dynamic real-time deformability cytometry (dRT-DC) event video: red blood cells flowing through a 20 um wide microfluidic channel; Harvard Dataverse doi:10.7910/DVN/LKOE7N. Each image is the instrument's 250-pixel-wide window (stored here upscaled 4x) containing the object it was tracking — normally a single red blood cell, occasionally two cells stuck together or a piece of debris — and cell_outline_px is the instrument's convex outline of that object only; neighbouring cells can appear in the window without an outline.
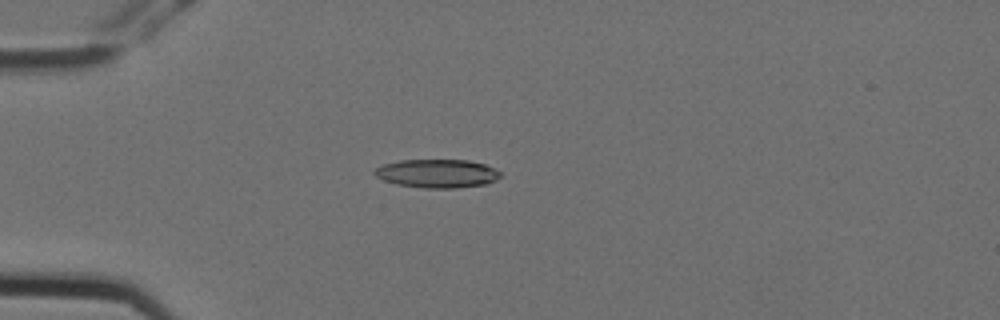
{"species": "Egyptian fruit bat (a non-hibernating species)", "species_latin": "Rousettus aegyptiacus", "temperature_condition": "cold", "stored_images_in_passage": 8, "camera_frame_rate_fps": 3000, "um_per_image_px": 0.085, "animal": {"sex": "female"}, "frame": {"image": 1, "passage_image": 4, "time_ms": 1.0, "image_size_px": [1000, 320], "cell_outline_px": [[500, 176], [496, 180], [484, 184], [456, 188], [424, 188], [396, 184], [384, 180], [376, 176], [372, 172], [376, 168], [384, 164], [400, 160], [468, 160], [484, 164], [500, 172]], "centroid_in_image_um": [37.13, 14.75], "position_along_channel_um": 47.9, "area_um2": 20.75}}
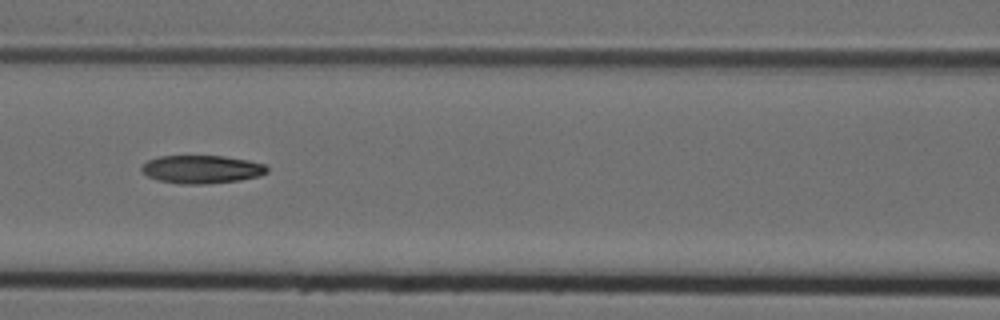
{"frame": {"image": 2, "passage_image": 7, "time_ms": 2.0, "image_size_px": [1000, 320], "cell_outline_px": [[268, 172], [260, 176], [240, 180], [204, 184], [180, 184], [156, 180], [148, 176], [140, 168], [148, 160], [160, 156], [224, 156], [248, 160], [264, 164], [268, 168]], "centroid_in_image_um": [17.16, 14.39], "position_along_channel_um": 149.4, "area_um2": 20.58}}
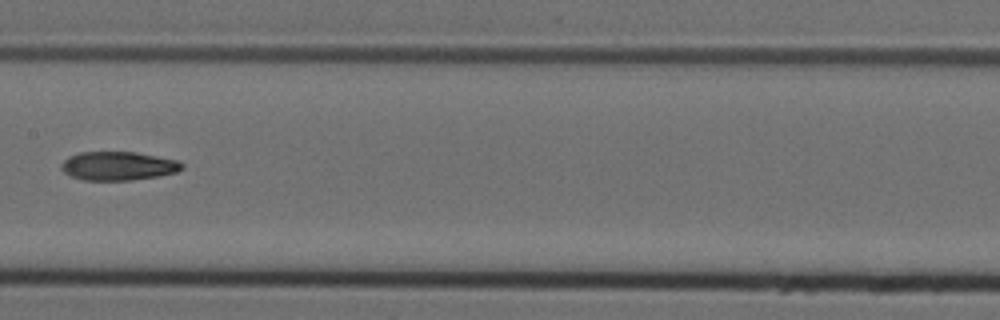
{"frame": {"image": 3, "passage_image": 8, "time_ms": 2.333, "image_size_px": [1000, 320], "cell_outline_px": [[184, 168], [176, 172], [160, 176], [132, 180], [84, 180], [72, 176], [64, 172], [60, 168], [60, 164], [68, 156], [80, 152], [136, 152], [180, 160], [184, 164]], "centroid_in_image_um": [10.08, 14.1], "position_along_channel_um": 197.3, "area_um2": 20.4}}